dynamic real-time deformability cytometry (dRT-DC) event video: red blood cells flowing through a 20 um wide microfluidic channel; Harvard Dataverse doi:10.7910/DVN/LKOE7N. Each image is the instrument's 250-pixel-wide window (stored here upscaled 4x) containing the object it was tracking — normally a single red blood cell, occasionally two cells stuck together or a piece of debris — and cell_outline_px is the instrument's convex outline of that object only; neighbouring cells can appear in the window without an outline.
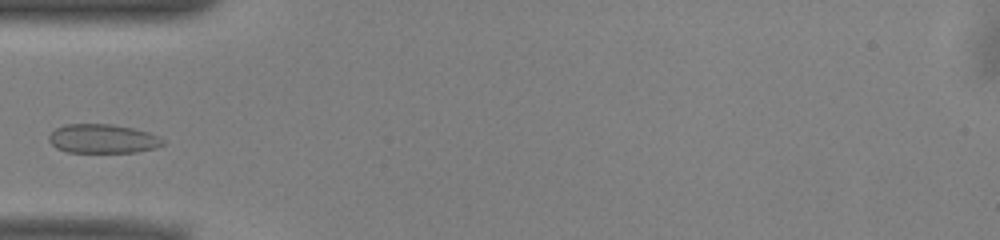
{"species": "common noctule bat (a hibernating species)", "species_latin": "Nyctalus noctula", "temperature_condition": "warm", "stored_images_in_passage": 36, "camera_frame_rate_fps": 3000, "um_per_image_px": 0.085, "animal": {"sex": "male", "body_mass_g": 13.0, "forearm_length_mm": 53.1}, "frame": {"image": 1, "passage_image": 1, "time_ms": 0.0, "image_size_px": [1000, 240], "cell_outline_px": [[164, 144], [156, 148], [136, 152], [68, 152], [56, 148], [48, 140], [48, 136], [56, 128], [64, 124], [112, 124], [132, 128], [148, 132], [160, 136], [164, 140]], "centroid_in_image_um": [8.74, 11.79], "position_along_channel_um": 76.3, "area_um2": 19.36}}
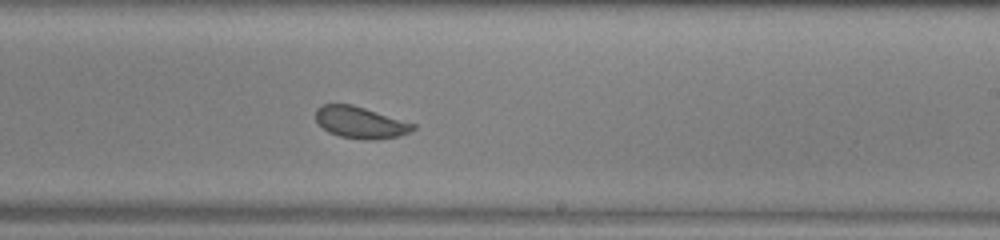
{"frame": {"image": 2, "passage_image": 15, "time_ms": 4.667, "image_size_px": [1000, 240], "cell_outline_px": [[416, 128], [400, 136], [376, 140], [368, 140], [340, 136], [328, 132], [316, 120], [316, 108], [320, 104], [352, 104], [416, 124]], "centroid_in_image_um": [30.63, 10.41], "position_along_channel_um": 258.4, "area_um2": 17.92}}
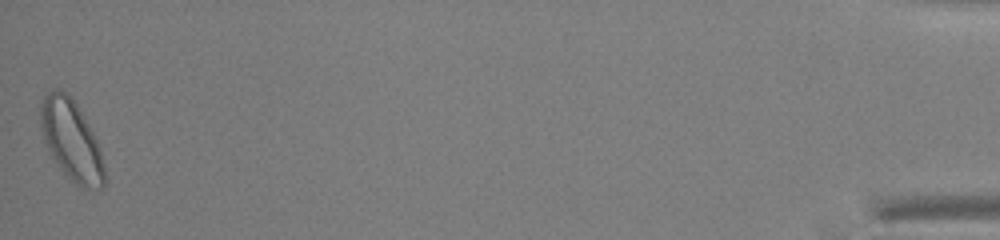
{"frame": {"image": 3, "passage_image": 36, "time_ms": 11.667, "image_size_px": [1000, 240], "cell_outline_px": [[104, 188], [80, 188], [68, 180], [64, 176], [48, 152], [44, 140], [40, 124], [40, 104], [44, 96], [52, 88], [60, 88], [76, 104], [84, 116], [96, 136], [100, 148], [104, 164]], "centroid_in_image_um": [6.05, 11.96], "position_along_channel_um": 429.1, "area_um2": 30.4}}